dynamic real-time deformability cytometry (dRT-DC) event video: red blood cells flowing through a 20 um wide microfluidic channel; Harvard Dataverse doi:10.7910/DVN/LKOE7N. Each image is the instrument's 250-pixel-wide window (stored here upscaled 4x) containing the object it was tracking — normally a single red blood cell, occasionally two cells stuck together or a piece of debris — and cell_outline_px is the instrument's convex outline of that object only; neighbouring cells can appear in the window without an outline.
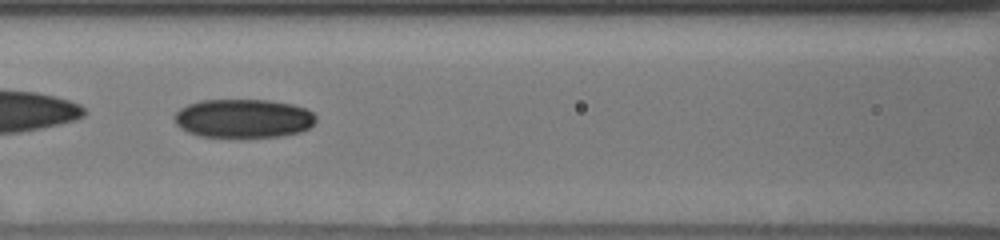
{"species": "human", "species_latin": "Homo sapiens", "temperature_condition": "cold", "stored_images_in_passage": 49, "camera_frame_rate_fps": 3000, "um_per_image_px": 0.085, "donor": {"sex": "male"}, "frame": {"image": 1, "passage_image": 22, "time_ms": 7.0, "image_size_px": [1000, 240], "cell_outline_px": [[316, 120], [308, 128], [300, 132], [280, 136], [200, 136], [188, 132], [180, 128], [172, 120], [172, 116], [180, 108], [188, 104], [200, 100], [268, 100], [292, 104], [304, 108], [312, 112], [316, 116]], "centroid_in_image_um": [20.64, 10.05], "position_along_channel_um": 146.0, "area_um2": 31.85}}
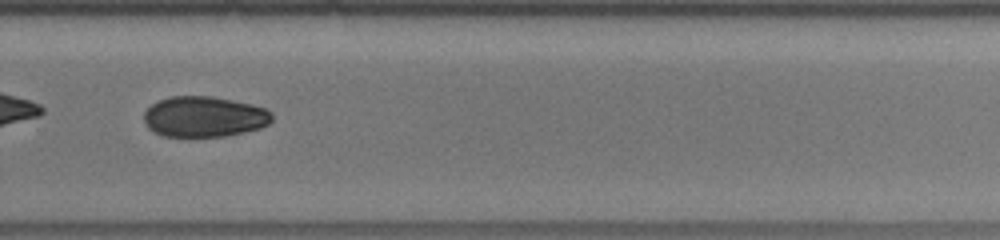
{"frame": {"image": 2, "passage_image": 35, "time_ms": 11.333, "image_size_px": [1000, 240], "cell_outline_px": [[272, 120], [268, 124], [260, 128], [244, 132], [224, 136], [164, 136], [152, 132], [148, 128], [144, 120], [144, 112], [152, 104], [160, 100], [172, 96], [212, 96], [252, 104], [268, 108], [272, 112]], "centroid_in_image_um": [17.37, 9.91], "position_along_channel_um": 312.4, "area_um2": 30.4}, "authors_computed_cell_mechanics": {"area_um2": 33.2928, "velocity_mm_per_s": 3.8506, "shape_relaxation_time_tau1_ms": 2.8596, "shape_relaxation_time_tau2_ms": null, "deformation_change_tau1": 0.0651, "deformation_change_tau2": null}}